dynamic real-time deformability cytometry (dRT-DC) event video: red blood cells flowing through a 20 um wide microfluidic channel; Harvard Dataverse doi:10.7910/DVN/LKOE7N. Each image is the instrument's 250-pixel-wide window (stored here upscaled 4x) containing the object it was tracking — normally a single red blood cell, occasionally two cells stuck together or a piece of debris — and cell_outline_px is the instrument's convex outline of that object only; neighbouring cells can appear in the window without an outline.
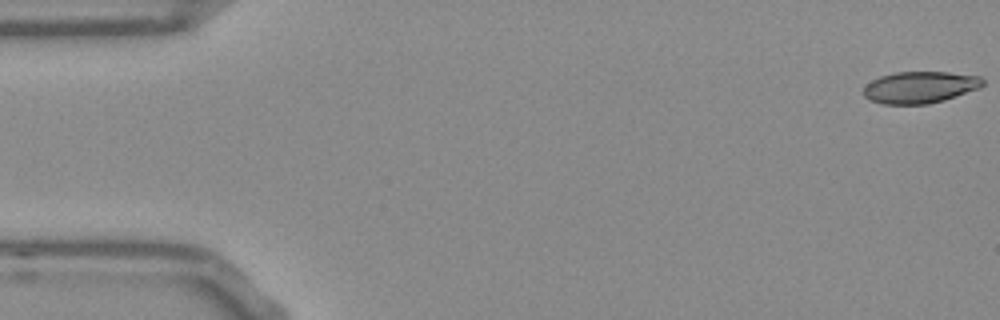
{"species": "Egyptian fruit bat (a non-hibernating species)", "species_latin": "Rousettus aegyptiacus", "temperature_condition": "room temperature", "stored_images_in_passage": 53, "camera_frame_rate_fps": 3000, "um_per_image_px": 0.085, "frame": {"image": 1, "passage_image": 1, "time_ms": 0.0, "image_size_px": [1000, 320], "cell_outline_px": [[984, 84], [980, 88], [944, 100], [928, 104], [884, 104], [868, 100], [864, 96], [864, 88], [872, 80], [880, 76], [896, 72], [948, 72], [980, 76], [984, 80]], "centroid_in_image_um": [78.21, 7.42], "position_along_channel_um": 6.8, "area_um2": 22.08}}
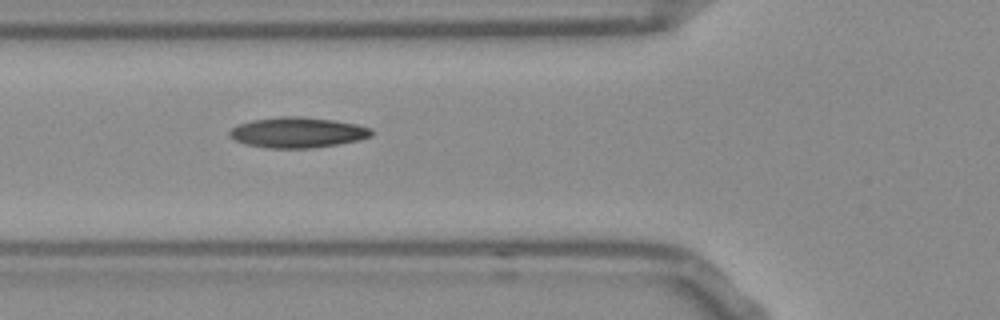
{"frame": {"image": 2, "passage_image": 19, "time_ms": 6.0, "image_size_px": [1000, 320], "cell_outline_px": [[372, 136], [360, 140], [312, 148], [264, 148], [244, 144], [228, 136], [228, 132], [232, 128], [240, 124], [252, 120], [280, 116], [304, 116], [332, 120], [356, 124], [372, 128]], "centroid_in_image_um": [25.28, 11.26], "position_along_channel_um": 100.5, "area_um2": 25.32}}
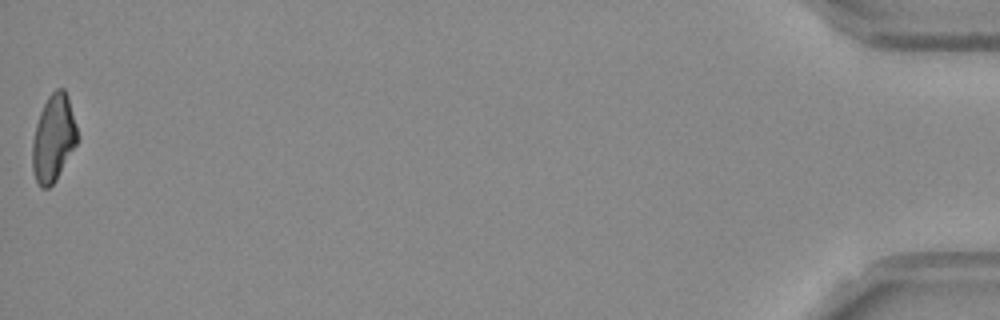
{"frame": {"image": 3, "passage_image": 53, "time_ms": 17.333, "image_size_px": [1000, 320], "cell_outline_px": [[80, 136], [76, 144], [56, 180], [48, 188], [40, 188], [36, 180], [32, 168], [32, 140], [36, 124], [40, 112], [48, 96], [56, 88], [64, 88], [68, 96]], "centroid_in_image_um": [4.55, 11.73], "position_along_channel_um": 430.6, "area_um2": 22.95}, "authors_computed_cell_mechanics": {"area_um2": 23.2356, "velocity_mm_per_s": 3.82, "shape_relaxation_time_tau1_ms": null, "shape_relaxation_time_tau2_ms": 4.2352, "deformation_change_tau1": null, "deformation_change_tau2": 0.1243}}